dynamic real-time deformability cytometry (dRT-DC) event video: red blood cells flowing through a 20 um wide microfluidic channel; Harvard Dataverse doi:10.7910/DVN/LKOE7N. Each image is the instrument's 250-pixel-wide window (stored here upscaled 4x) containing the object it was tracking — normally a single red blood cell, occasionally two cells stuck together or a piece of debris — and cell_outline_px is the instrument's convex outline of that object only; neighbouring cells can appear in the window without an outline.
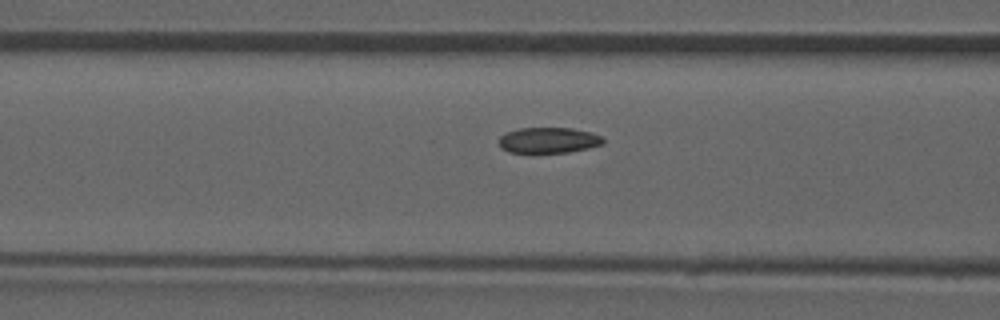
{"species": "common noctule bat (a hibernating species)", "species_latin": "Nyctalus noctula", "temperature_condition": "room temperature", "stored_images_in_passage": 35, "camera_frame_rate_fps": 3000, "um_per_image_px": 0.085, "animal": {"sex": "male", "forearm_length_mm": 52.5}, "frame": {"image": 1, "passage_image": 10, "time_ms": 3.0, "image_size_px": [1000, 320], "cell_outline_px": [[604, 144], [588, 148], [568, 152], [532, 156], [508, 152], [500, 148], [500, 136], [508, 132], [520, 128], [572, 128], [592, 132], [604, 136]], "centroid_in_image_um": [46.62, 11.97], "position_along_channel_um": 120.0, "area_um2": 16.47}}
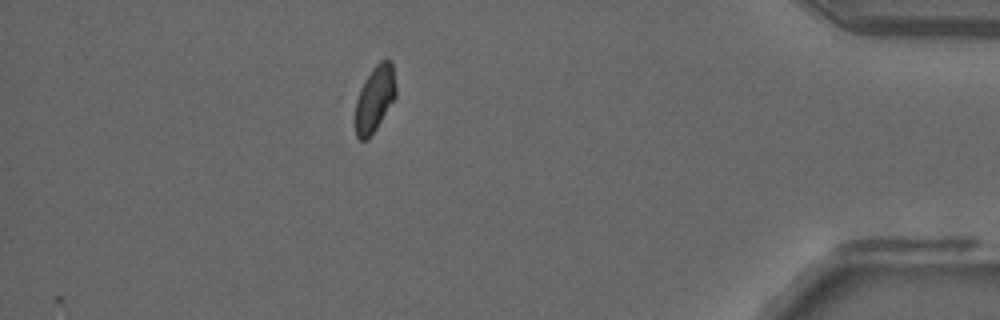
{"frame": {"image": 2, "passage_image": 35, "time_ms": 11.333, "image_size_px": [1000, 320], "cell_outline_px": [[396, 96], [376, 128], [368, 140], [360, 140], [356, 136], [356, 100], [360, 88], [364, 80], [372, 68], [380, 60], [392, 60], [396, 84]], "centroid_in_image_um": [31.86, 8.36], "position_along_channel_um": 403.3, "area_um2": 15.61}, "authors_computed_cell_mechanics": {"area_um2": 16.2418, "velocity_mm_per_s": 3.959, "shape_relaxation_time_tau1_ms": 4.344, "shape_relaxation_time_tau2_ms": 2.1477, "deformation_change_tau1": 0.0959, "deformation_change_tau2": 0.0535}}